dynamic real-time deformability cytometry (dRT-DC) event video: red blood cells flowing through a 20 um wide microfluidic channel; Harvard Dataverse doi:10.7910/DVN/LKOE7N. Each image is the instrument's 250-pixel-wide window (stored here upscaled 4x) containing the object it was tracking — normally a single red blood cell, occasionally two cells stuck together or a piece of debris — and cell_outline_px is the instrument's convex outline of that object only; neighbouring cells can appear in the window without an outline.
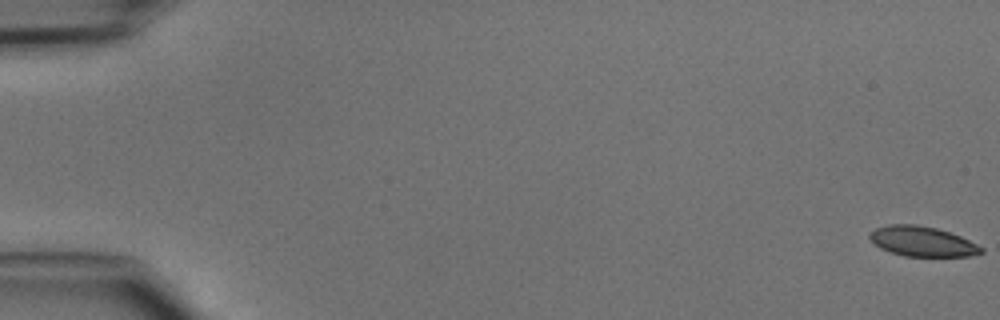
{"species": "common noctule bat (a hibernating species)", "species_latin": "Nyctalus noctula", "temperature_condition": "cold", "stored_images_in_passage": 49, "camera_frame_rate_fps": 3000, "um_per_image_px": 0.085, "animal": {"sex": "male", "body_mass_g": 15.6}, "frame": {"image": 1, "passage_image": 1, "time_ms": 0.0, "image_size_px": [1000, 320], "cell_outline_px": [[984, 252], [968, 256], [904, 256], [880, 248], [868, 236], [868, 232], [876, 228], [888, 224], [916, 224], [936, 228], [960, 236], [984, 248]], "centroid_in_image_um": [78.37, 20.51], "position_along_channel_um": 6.6, "area_um2": 19.36}}
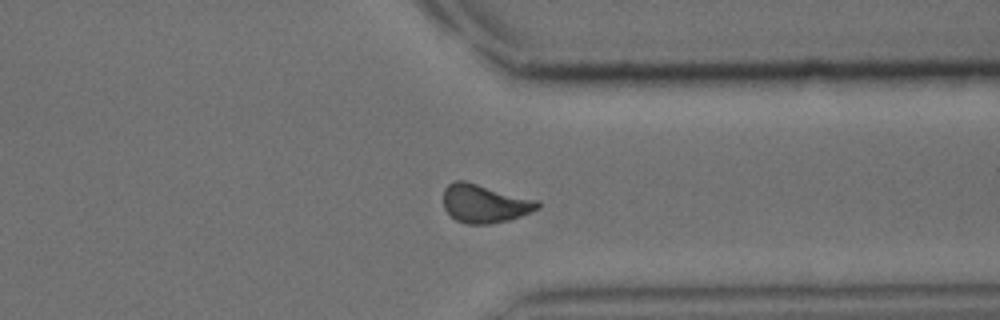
{"frame": {"image": 2, "passage_image": 38, "time_ms": 12.333, "image_size_px": [1000, 320], "cell_outline_px": [[540, 208], [520, 216], [508, 220], [488, 224], [464, 224], [456, 220], [444, 208], [444, 188], [452, 180], [464, 180], [540, 200]], "centroid_in_image_um": [41.2, 17.29], "position_along_channel_um": 370.2, "area_um2": 21.27}}
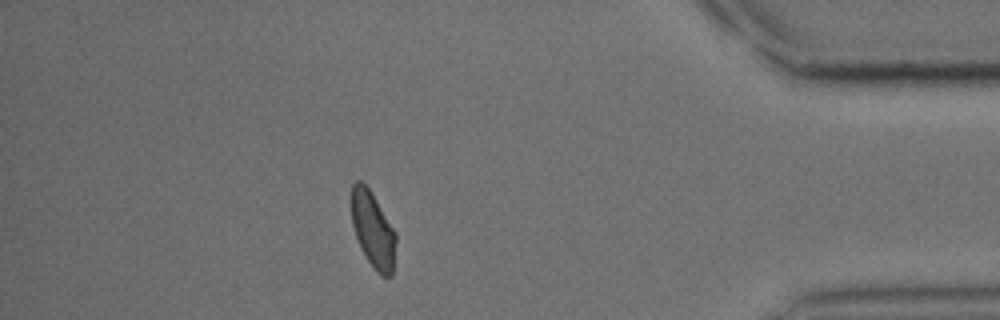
{"frame": {"image": 3, "passage_image": 43, "time_ms": 14.0, "image_size_px": [1000, 320], "cell_outline_px": [[396, 240], [392, 276], [380, 276], [376, 272], [360, 248], [352, 224], [352, 184], [356, 180], [360, 180], [368, 188], [396, 232]], "centroid_in_image_um": [31.7, 19.56], "position_along_channel_um": 403.5, "area_um2": 19.42}}